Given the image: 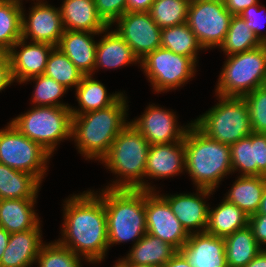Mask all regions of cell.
<instances>
[{
    "instance_id": "cell-38",
    "label": "cell",
    "mask_w": 266,
    "mask_h": 267,
    "mask_svg": "<svg viewBox=\"0 0 266 267\" xmlns=\"http://www.w3.org/2000/svg\"><path fill=\"white\" fill-rule=\"evenodd\" d=\"M83 259L55 240V242L43 244L36 264L38 263L39 267H82Z\"/></svg>"
},
{
    "instance_id": "cell-42",
    "label": "cell",
    "mask_w": 266,
    "mask_h": 267,
    "mask_svg": "<svg viewBox=\"0 0 266 267\" xmlns=\"http://www.w3.org/2000/svg\"><path fill=\"white\" fill-rule=\"evenodd\" d=\"M248 225L251 227L255 239L260 247L263 250H266V215L253 214L249 216Z\"/></svg>"
},
{
    "instance_id": "cell-7",
    "label": "cell",
    "mask_w": 266,
    "mask_h": 267,
    "mask_svg": "<svg viewBox=\"0 0 266 267\" xmlns=\"http://www.w3.org/2000/svg\"><path fill=\"white\" fill-rule=\"evenodd\" d=\"M216 97L219 103L197 117L193 124L210 139L229 146L249 136L252 128L245 99Z\"/></svg>"
},
{
    "instance_id": "cell-3",
    "label": "cell",
    "mask_w": 266,
    "mask_h": 267,
    "mask_svg": "<svg viewBox=\"0 0 266 267\" xmlns=\"http://www.w3.org/2000/svg\"><path fill=\"white\" fill-rule=\"evenodd\" d=\"M149 148V142L129 123L101 159L102 164L117 175V179L105 188L156 191L144 180Z\"/></svg>"
},
{
    "instance_id": "cell-41",
    "label": "cell",
    "mask_w": 266,
    "mask_h": 267,
    "mask_svg": "<svg viewBox=\"0 0 266 267\" xmlns=\"http://www.w3.org/2000/svg\"><path fill=\"white\" fill-rule=\"evenodd\" d=\"M265 9L264 6H261L259 3L252 5L246 8L240 16L246 21V25L254 32V34L258 37V39L266 44V32H261L262 27H264V23L260 19L261 11ZM265 17V16H264ZM265 21V20H264ZM263 24V25H262ZM265 34V35H264Z\"/></svg>"
},
{
    "instance_id": "cell-34",
    "label": "cell",
    "mask_w": 266,
    "mask_h": 267,
    "mask_svg": "<svg viewBox=\"0 0 266 267\" xmlns=\"http://www.w3.org/2000/svg\"><path fill=\"white\" fill-rule=\"evenodd\" d=\"M262 44L246 25V21L240 15H233L225 40L219 48L226 56H229L254 49Z\"/></svg>"
},
{
    "instance_id": "cell-30",
    "label": "cell",
    "mask_w": 266,
    "mask_h": 267,
    "mask_svg": "<svg viewBox=\"0 0 266 267\" xmlns=\"http://www.w3.org/2000/svg\"><path fill=\"white\" fill-rule=\"evenodd\" d=\"M249 216L225 198L216 208H210L205 232L225 238L236 230L246 227Z\"/></svg>"
},
{
    "instance_id": "cell-11",
    "label": "cell",
    "mask_w": 266,
    "mask_h": 267,
    "mask_svg": "<svg viewBox=\"0 0 266 267\" xmlns=\"http://www.w3.org/2000/svg\"><path fill=\"white\" fill-rule=\"evenodd\" d=\"M232 16L223 0H191L186 23L208 50L223 44Z\"/></svg>"
},
{
    "instance_id": "cell-19",
    "label": "cell",
    "mask_w": 266,
    "mask_h": 267,
    "mask_svg": "<svg viewBox=\"0 0 266 267\" xmlns=\"http://www.w3.org/2000/svg\"><path fill=\"white\" fill-rule=\"evenodd\" d=\"M179 252L191 267H227L225 239L207 232L189 234Z\"/></svg>"
},
{
    "instance_id": "cell-14",
    "label": "cell",
    "mask_w": 266,
    "mask_h": 267,
    "mask_svg": "<svg viewBox=\"0 0 266 267\" xmlns=\"http://www.w3.org/2000/svg\"><path fill=\"white\" fill-rule=\"evenodd\" d=\"M176 117L172 110L149 104L140 117L129 122L150 145L168 144L184 140L187 129L193 123L178 125Z\"/></svg>"
},
{
    "instance_id": "cell-48",
    "label": "cell",
    "mask_w": 266,
    "mask_h": 267,
    "mask_svg": "<svg viewBox=\"0 0 266 267\" xmlns=\"http://www.w3.org/2000/svg\"><path fill=\"white\" fill-rule=\"evenodd\" d=\"M9 237L10 233H8L4 228L0 227V260L4 250L7 248Z\"/></svg>"
},
{
    "instance_id": "cell-15",
    "label": "cell",
    "mask_w": 266,
    "mask_h": 267,
    "mask_svg": "<svg viewBox=\"0 0 266 267\" xmlns=\"http://www.w3.org/2000/svg\"><path fill=\"white\" fill-rule=\"evenodd\" d=\"M39 0L29 9L22 7V38L30 42L48 43L57 47L64 33L60 8ZM28 15V16H26Z\"/></svg>"
},
{
    "instance_id": "cell-6",
    "label": "cell",
    "mask_w": 266,
    "mask_h": 267,
    "mask_svg": "<svg viewBox=\"0 0 266 267\" xmlns=\"http://www.w3.org/2000/svg\"><path fill=\"white\" fill-rule=\"evenodd\" d=\"M216 85V96L243 98L266 85V44L227 56Z\"/></svg>"
},
{
    "instance_id": "cell-24",
    "label": "cell",
    "mask_w": 266,
    "mask_h": 267,
    "mask_svg": "<svg viewBox=\"0 0 266 267\" xmlns=\"http://www.w3.org/2000/svg\"><path fill=\"white\" fill-rule=\"evenodd\" d=\"M59 8L64 30L101 33L108 27L97 12L95 0H63Z\"/></svg>"
},
{
    "instance_id": "cell-37",
    "label": "cell",
    "mask_w": 266,
    "mask_h": 267,
    "mask_svg": "<svg viewBox=\"0 0 266 267\" xmlns=\"http://www.w3.org/2000/svg\"><path fill=\"white\" fill-rule=\"evenodd\" d=\"M30 80L35 81L32 95L33 106L71 107L68 103L65 104L59 100L68 91L62 84L45 74L31 77L23 83L30 82Z\"/></svg>"
},
{
    "instance_id": "cell-9",
    "label": "cell",
    "mask_w": 266,
    "mask_h": 267,
    "mask_svg": "<svg viewBox=\"0 0 266 267\" xmlns=\"http://www.w3.org/2000/svg\"><path fill=\"white\" fill-rule=\"evenodd\" d=\"M52 157L39 143L30 140L9 122L0 129V163L34 175L41 183Z\"/></svg>"
},
{
    "instance_id": "cell-46",
    "label": "cell",
    "mask_w": 266,
    "mask_h": 267,
    "mask_svg": "<svg viewBox=\"0 0 266 267\" xmlns=\"http://www.w3.org/2000/svg\"><path fill=\"white\" fill-rule=\"evenodd\" d=\"M163 267H191V265L178 251Z\"/></svg>"
},
{
    "instance_id": "cell-16",
    "label": "cell",
    "mask_w": 266,
    "mask_h": 267,
    "mask_svg": "<svg viewBox=\"0 0 266 267\" xmlns=\"http://www.w3.org/2000/svg\"><path fill=\"white\" fill-rule=\"evenodd\" d=\"M196 193H180L174 195H161L170 205L172 212L180 221L188 234L205 232L208 221L209 196L214 194L213 190L197 188ZM202 228V229H201ZM196 229V230H195Z\"/></svg>"
},
{
    "instance_id": "cell-4",
    "label": "cell",
    "mask_w": 266,
    "mask_h": 267,
    "mask_svg": "<svg viewBox=\"0 0 266 267\" xmlns=\"http://www.w3.org/2000/svg\"><path fill=\"white\" fill-rule=\"evenodd\" d=\"M185 171L196 188L215 191L232 173L230 146L210 139L193 123L184 136Z\"/></svg>"
},
{
    "instance_id": "cell-12",
    "label": "cell",
    "mask_w": 266,
    "mask_h": 267,
    "mask_svg": "<svg viewBox=\"0 0 266 267\" xmlns=\"http://www.w3.org/2000/svg\"><path fill=\"white\" fill-rule=\"evenodd\" d=\"M145 212L147 233L171 244L179 251L188 240L189 234L168 202L159 195V191L145 190Z\"/></svg>"
},
{
    "instance_id": "cell-10",
    "label": "cell",
    "mask_w": 266,
    "mask_h": 267,
    "mask_svg": "<svg viewBox=\"0 0 266 267\" xmlns=\"http://www.w3.org/2000/svg\"><path fill=\"white\" fill-rule=\"evenodd\" d=\"M197 63L187 56L162 47L149 53L140 61V67L157 93H165L183 86L195 77Z\"/></svg>"
},
{
    "instance_id": "cell-47",
    "label": "cell",
    "mask_w": 266,
    "mask_h": 267,
    "mask_svg": "<svg viewBox=\"0 0 266 267\" xmlns=\"http://www.w3.org/2000/svg\"><path fill=\"white\" fill-rule=\"evenodd\" d=\"M245 267H266V250H263Z\"/></svg>"
},
{
    "instance_id": "cell-31",
    "label": "cell",
    "mask_w": 266,
    "mask_h": 267,
    "mask_svg": "<svg viewBox=\"0 0 266 267\" xmlns=\"http://www.w3.org/2000/svg\"><path fill=\"white\" fill-rule=\"evenodd\" d=\"M224 239L227 267H245L262 251L249 225Z\"/></svg>"
},
{
    "instance_id": "cell-22",
    "label": "cell",
    "mask_w": 266,
    "mask_h": 267,
    "mask_svg": "<svg viewBox=\"0 0 266 267\" xmlns=\"http://www.w3.org/2000/svg\"><path fill=\"white\" fill-rule=\"evenodd\" d=\"M41 229L11 233L0 267H31L43 246Z\"/></svg>"
},
{
    "instance_id": "cell-13",
    "label": "cell",
    "mask_w": 266,
    "mask_h": 267,
    "mask_svg": "<svg viewBox=\"0 0 266 267\" xmlns=\"http://www.w3.org/2000/svg\"><path fill=\"white\" fill-rule=\"evenodd\" d=\"M116 23L115 30L129 44L139 61L161 47V28L149 12H126Z\"/></svg>"
},
{
    "instance_id": "cell-18",
    "label": "cell",
    "mask_w": 266,
    "mask_h": 267,
    "mask_svg": "<svg viewBox=\"0 0 266 267\" xmlns=\"http://www.w3.org/2000/svg\"><path fill=\"white\" fill-rule=\"evenodd\" d=\"M232 172L240 176H266V134L251 133L230 145Z\"/></svg>"
},
{
    "instance_id": "cell-5",
    "label": "cell",
    "mask_w": 266,
    "mask_h": 267,
    "mask_svg": "<svg viewBox=\"0 0 266 267\" xmlns=\"http://www.w3.org/2000/svg\"><path fill=\"white\" fill-rule=\"evenodd\" d=\"M98 195L104 202L109 248L133 241L146 233L145 190L103 188Z\"/></svg>"
},
{
    "instance_id": "cell-32",
    "label": "cell",
    "mask_w": 266,
    "mask_h": 267,
    "mask_svg": "<svg viewBox=\"0 0 266 267\" xmlns=\"http://www.w3.org/2000/svg\"><path fill=\"white\" fill-rule=\"evenodd\" d=\"M161 47L176 54L191 57L196 63L203 50L187 23L161 29Z\"/></svg>"
},
{
    "instance_id": "cell-27",
    "label": "cell",
    "mask_w": 266,
    "mask_h": 267,
    "mask_svg": "<svg viewBox=\"0 0 266 267\" xmlns=\"http://www.w3.org/2000/svg\"><path fill=\"white\" fill-rule=\"evenodd\" d=\"M232 185L224 198L248 216L257 213L266 185V176H239Z\"/></svg>"
},
{
    "instance_id": "cell-25",
    "label": "cell",
    "mask_w": 266,
    "mask_h": 267,
    "mask_svg": "<svg viewBox=\"0 0 266 267\" xmlns=\"http://www.w3.org/2000/svg\"><path fill=\"white\" fill-rule=\"evenodd\" d=\"M36 199H0V227L8 233L42 229Z\"/></svg>"
},
{
    "instance_id": "cell-28",
    "label": "cell",
    "mask_w": 266,
    "mask_h": 267,
    "mask_svg": "<svg viewBox=\"0 0 266 267\" xmlns=\"http://www.w3.org/2000/svg\"><path fill=\"white\" fill-rule=\"evenodd\" d=\"M177 252L171 244L146 233L124 258L132 264L163 267Z\"/></svg>"
},
{
    "instance_id": "cell-26",
    "label": "cell",
    "mask_w": 266,
    "mask_h": 267,
    "mask_svg": "<svg viewBox=\"0 0 266 267\" xmlns=\"http://www.w3.org/2000/svg\"><path fill=\"white\" fill-rule=\"evenodd\" d=\"M79 108L70 107L72 115L85 114L87 112L105 109L113 105L124 93L115 92L107 94L106 87L93 75H84L81 82L75 88Z\"/></svg>"
},
{
    "instance_id": "cell-17",
    "label": "cell",
    "mask_w": 266,
    "mask_h": 267,
    "mask_svg": "<svg viewBox=\"0 0 266 267\" xmlns=\"http://www.w3.org/2000/svg\"><path fill=\"white\" fill-rule=\"evenodd\" d=\"M27 41L21 38L8 51L13 81L20 84L31 77L44 74L48 56L54 48L48 43L27 44Z\"/></svg>"
},
{
    "instance_id": "cell-8",
    "label": "cell",
    "mask_w": 266,
    "mask_h": 267,
    "mask_svg": "<svg viewBox=\"0 0 266 267\" xmlns=\"http://www.w3.org/2000/svg\"><path fill=\"white\" fill-rule=\"evenodd\" d=\"M19 132L53 155L61 141L71 140L70 107L33 106L10 121Z\"/></svg>"
},
{
    "instance_id": "cell-52",
    "label": "cell",
    "mask_w": 266,
    "mask_h": 267,
    "mask_svg": "<svg viewBox=\"0 0 266 267\" xmlns=\"http://www.w3.org/2000/svg\"><path fill=\"white\" fill-rule=\"evenodd\" d=\"M11 1L19 2V3L23 4L22 3L23 0H11ZM32 1H35V0H32ZM36 1H39V0H36ZM43 1H45V0H43Z\"/></svg>"
},
{
    "instance_id": "cell-1",
    "label": "cell",
    "mask_w": 266,
    "mask_h": 267,
    "mask_svg": "<svg viewBox=\"0 0 266 267\" xmlns=\"http://www.w3.org/2000/svg\"><path fill=\"white\" fill-rule=\"evenodd\" d=\"M98 193L86 190L66 198L62 237L57 240L89 264L101 263L109 249L106 211Z\"/></svg>"
},
{
    "instance_id": "cell-35",
    "label": "cell",
    "mask_w": 266,
    "mask_h": 267,
    "mask_svg": "<svg viewBox=\"0 0 266 267\" xmlns=\"http://www.w3.org/2000/svg\"><path fill=\"white\" fill-rule=\"evenodd\" d=\"M44 74L67 89L76 88L84 76L58 47L50 52Z\"/></svg>"
},
{
    "instance_id": "cell-29",
    "label": "cell",
    "mask_w": 266,
    "mask_h": 267,
    "mask_svg": "<svg viewBox=\"0 0 266 267\" xmlns=\"http://www.w3.org/2000/svg\"><path fill=\"white\" fill-rule=\"evenodd\" d=\"M40 186L34 175L0 163V199H37Z\"/></svg>"
},
{
    "instance_id": "cell-21",
    "label": "cell",
    "mask_w": 266,
    "mask_h": 267,
    "mask_svg": "<svg viewBox=\"0 0 266 267\" xmlns=\"http://www.w3.org/2000/svg\"><path fill=\"white\" fill-rule=\"evenodd\" d=\"M101 33L64 30L57 47L84 74L94 75L97 41L94 36Z\"/></svg>"
},
{
    "instance_id": "cell-2",
    "label": "cell",
    "mask_w": 266,
    "mask_h": 267,
    "mask_svg": "<svg viewBox=\"0 0 266 267\" xmlns=\"http://www.w3.org/2000/svg\"><path fill=\"white\" fill-rule=\"evenodd\" d=\"M124 94L111 106L72 115L71 139L85 160H98L108 153L117 135L128 122V101ZM126 117V118H125Z\"/></svg>"
},
{
    "instance_id": "cell-23",
    "label": "cell",
    "mask_w": 266,
    "mask_h": 267,
    "mask_svg": "<svg viewBox=\"0 0 266 267\" xmlns=\"http://www.w3.org/2000/svg\"><path fill=\"white\" fill-rule=\"evenodd\" d=\"M108 26L103 33L101 39L97 42L95 55V70L99 68L117 69L125 67L129 64L140 63L139 59L134 55L129 44L118 34V32ZM110 30V31H109Z\"/></svg>"
},
{
    "instance_id": "cell-51",
    "label": "cell",
    "mask_w": 266,
    "mask_h": 267,
    "mask_svg": "<svg viewBox=\"0 0 266 267\" xmlns=\"http://www.w3.org/2000/svg\"><path fill=\"white\" fill-rule=\"evenodd\" d=\"M113 267H125L119 260L116 261Z\"/></svg>"
},
{
    "instance_id": "cell-40",
    "label": "cell",
    "mask_w": 266,
    "mask_h": 267,
    "mask_svg": "<svg viewBox=\"0 0 266 267\" xmlns=\"http://www.w3.org/2000/svg\"><path fill=\"white\" fill-rule=\"evenodd\" d=\"M99 16L108 26L127 12V0H95Z\"/></svg>"
},
{
    "instance_id": "cell-36",
    "label": "cell",
    "mask_w": 266,
    "mask_h": 267,
    "mask_svg": "<svg viewBox=\"0 0 266 267\" xmlns=\"http://www.w3.org/2000/svg\"><path fill=\"white\" fill-rule=\"evenodd\" d=\"M191 0H155L148 11L161 28L183 24L187 21Z\"/></svg>"
},
{
    "instance_id": "cell-50",
    "label": "cell",
    "mask_w": 266,
    "mask_h": 267,
    "mask_svg": "<svg viewBox=\"0 0 266 267\" xmlns=\"http://www.w3.org/2000/svg\"><path fill=\"white\" fill-rule=\"evenodd\" d=\"M125 267H160V266H152V265H143V264H132L129 263L125 258L118 259Z\"/></svg>"
},
{
    "instance_id": "cell-39",
    "label": "cell",
    "mask_w": 266,
    "mask_h": 267,
    "mask_svg": "<svg viewBox=\"0 0 266 267\" xmlns=\"http://www.w3.org/2000/svg\"><path fill=\"white\" fill-rule=\"evenodd\" d=\"M243 98L247 102L252 132L266 134V85Z\"/></svg>"
},
{
    "instance_id": "cell-20",
    "label": "cell",
    "mask_w": 266,
    "mask_h": 267,
    "mask_svg": "<svg viewBox=\"0 0 266 267\" xmlns=\"http://www.w3.org/2000/svg\"><path fill=\"white\" fill-rule=\"evenodd\" d=\"M184 140L168 144L150 145L145 178L164 179L174 177L185 171Z\"/></svg>"
},
{
    "instance_id": "cell-45",
    "label": "cell",
    "mask_w": 266,
    "mask_h": 267,
    "mask_svg": "<svg viewBox=\"0 0 266 267\" xmlns=\"http://www.w3.org/2000/svg\"><path fill=\"white\" fill-rule=\"evenodd\" d=\"M155 0H127V12H148Z\"/></svg>"
},
{
    "instance_id": "cell-33",
    "label": "cell",
    "mask_w": 266,
    "mask_h": 267,
    "mask_svg": "<svg viewBox=\"0 0 266 267\" xmlns=\"http://www.w3.org/2000/svg\"><path fill=\"white\" fill-rule=\"evenodd\" d=\"M22 5L0 0V51L8 52L22 38Z\"/></svg>"
},
{
    "instance_id": "cell-44",
    "label": "cell",
    "mask_w": 266,
    "mask_h": 267,
    "mask_svg": "<svg viewBox=\"0 0 266 267\" xmlns=\"http://www.w3.org/2000/svg\"><path fill=\"white\" fill-rule=\"evenodd\" d=\"M225 8L232 15H240L246 8L259 3V0H223Z\"/></svg>"
},
{
    "instance_id": "cell-43",
    "label": "cell",
    "mask_w": 266,
    "mask_h": 267,
    "mask_svg": "<svg viewBox=\"0 0 266 267\" xmlns=\"http://www.w3.org/2000/svg\"><path fill=\"white\" fill-rule=\"evenodd\" d=\"M8 52L0 51V92L13 83Z\"/></svg>"
},
{
    "instance_id": "cell-49",
    "label": "cell",
    "mask_w": 266,
    "mask_h": 267,
    "mask_svg": "<svg viewBox=\"0 0 266 267\" xmlns=\"http://www.w3.org/2000/svg\"><path fill=\"white\" fill-rule=\"evenodd\" d=\"M255 214L266 215V185H265V188L263 190L260 207H259L257 213H255Z\"/></svg>"
}]
</instances>
